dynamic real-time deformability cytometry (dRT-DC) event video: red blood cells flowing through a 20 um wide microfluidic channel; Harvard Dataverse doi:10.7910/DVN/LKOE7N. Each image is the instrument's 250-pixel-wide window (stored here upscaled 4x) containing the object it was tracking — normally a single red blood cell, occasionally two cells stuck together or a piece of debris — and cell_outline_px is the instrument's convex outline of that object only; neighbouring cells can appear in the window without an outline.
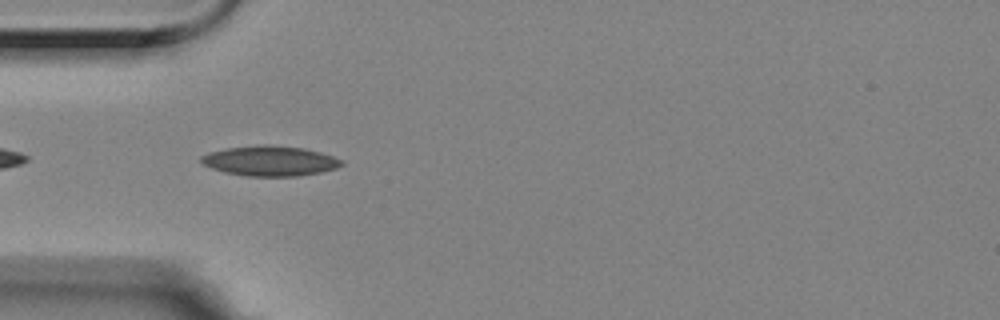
{"species": "Egyptian fruit bat (a non-hibernating species)", "species_latin": "Rousettus aegyptiacus", "temperature_condition": "room temperature", "stored_images_in_passage": 6, "camera_frame_rate_fps": 3000, "um_per_image_px": 0.085, "animal": {"sex": "female"}, "frame": {"image": 1, "passage_image": 5, "time_ms": 1.333, "image_size_px": [1000, 320], "cell_outline_px": [[344, 164], [336, 168], [320, 172], [296, 176], [248, 176], [224, 172], [212, 168], [204, 164], [200, 160], [200, 156], [208, 152], [228, 148], [256, 144], [268, 144], [304, 148], [320, 152], [344, 160]], "centroid_in_image_um": [22.95, 13.66], "position_along_channel_um": 62.1, "area_um2": 24.68}}
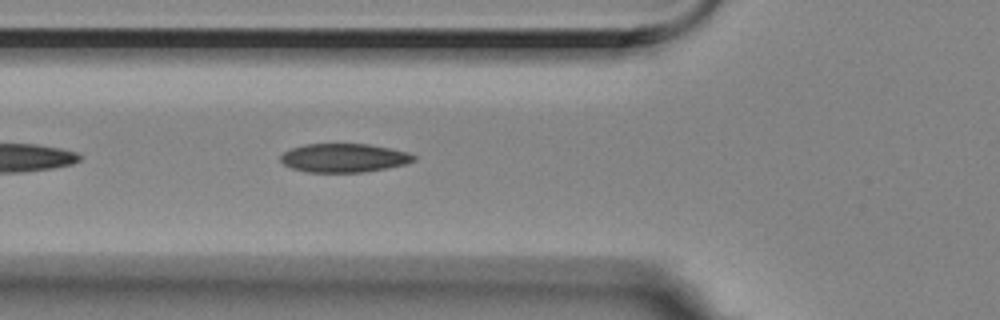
{"frame": {"image": 2, "passage_image": 6, "time_ms": 1.667, "image_size_px": [1000, 320], "cell_outline_px": [[416, 160], [404, 164], [384, 168], [360, 172], [308, 172], [292, 168], [284, 164], [280, 160], [280, 156], [284, 152], [292, 148], [304, 144], [368, 144], [408, 152], [416, 156]], "centroid_in_image_um": [29.21, 13.41], "position_along_channel_um": 96.6, "area_um2": 22.02}}